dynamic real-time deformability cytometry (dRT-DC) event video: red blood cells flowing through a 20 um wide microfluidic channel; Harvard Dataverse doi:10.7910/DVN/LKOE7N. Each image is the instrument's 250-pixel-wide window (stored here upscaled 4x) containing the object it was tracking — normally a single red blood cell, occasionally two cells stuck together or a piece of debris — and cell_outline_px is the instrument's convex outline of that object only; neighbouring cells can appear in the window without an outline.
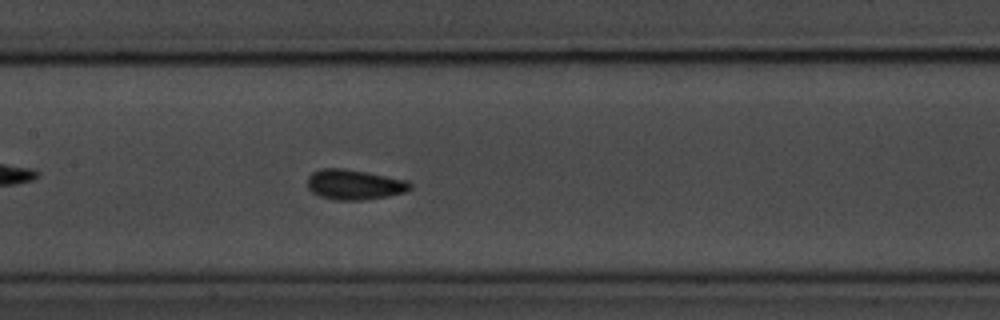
{"species": "common noctule bat (a hibernating species)", "species_latin": "Nyctalus noctula", "temperature_condition": "room temperature", "stored_images_in_passage": 54, "camera_frame_rate_fps": 3000, "um_per_image_px": 0.085, "animal": {"sex": "male", "body_mass_g": 20.1, "forearm_length_mm": 53.5}, "frame": {"image": 1, "passage_image": 24, "time_ms": 7.667, "image_size_px": [1000, 320], "cell_outline_px": [[412, 188], [404, 192], [388, 196], [360, 200], [332, 200], [320, 196], [312, 192], [308, 188], [308, 176], [312, 172], [320, 168], [344, 168], [368, 172], [408, 180], [412, 184]], "centroid_in_image_um": [30.12, 15.68], "position_along_channel_um": 177.3, "area_um2": 18.21}}
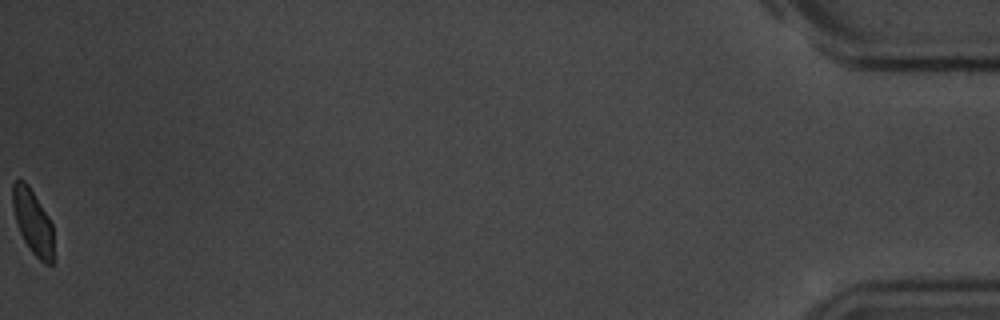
{"frame": {"image": 2, "passage_image": 54, "time_ms": 17.667, "image_size_px": [1000, 320], "cell_outline_px": [[52, 264], [44, 264], [32, 252], [24, 240], [20, 232], [12, 208], [12, 184], [16, 180], [24, 180], [28, 184], [48, 216], [52, 224]], "centroid_in_image_um": [2.76, 18.82], "position_along_channel_um": 432.4, "area_um2": 15.2}, "authors_computed_cell_mechanics": {"area_um2": 16.8487, "velocity_mm_per_s": 3.5543, "shape_relaxation_time_tau1_ms": null, "shape_relaxation_time_tau2_ms": 1.0605, "deformation_change_tau1": null, "deformation_change_tau2": 0.0399}}